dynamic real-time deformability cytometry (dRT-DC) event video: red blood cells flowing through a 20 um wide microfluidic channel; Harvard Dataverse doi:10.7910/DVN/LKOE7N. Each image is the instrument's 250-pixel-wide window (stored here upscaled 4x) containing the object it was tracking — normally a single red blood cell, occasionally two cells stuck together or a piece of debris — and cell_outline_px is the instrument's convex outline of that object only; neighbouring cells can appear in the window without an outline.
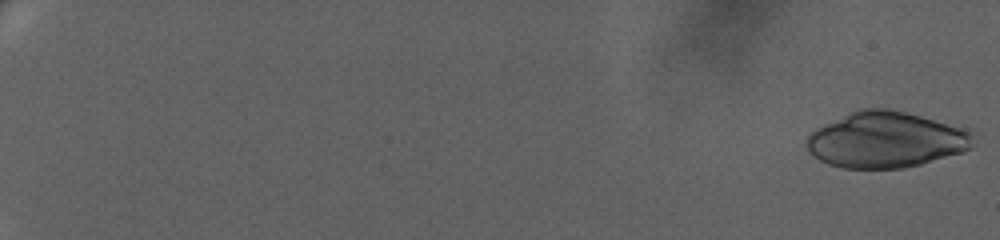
{"species": "human", "species_latin": "Homo sapiens", "temperature_condition": "warm", "stored_images_in_passage": 66, "segment_of_instrument_passage": [1, 2], "camera_frame_rate_fps": 3000, "um_per_image_px": 0.085, "donor": {"sex": "female"}, "frame": {"image": 1, "passage_image": 1, "time_ms": 0.0, "image_size_px": [1000, 240], "cell_outline_px": [[972, 148], [964, 152], [920, 164], [904, 168], [844, 168], [828, 164], [820, 160], [808, 152], [808, 136], [816, 128], [824, 124], [860, 108], [888, 108], [920, 116], [968, 132]], "centroid_in_image_um": [75.22, 11.9], "position_along_channel_um": 9.8, "area_um2": 53.12}}
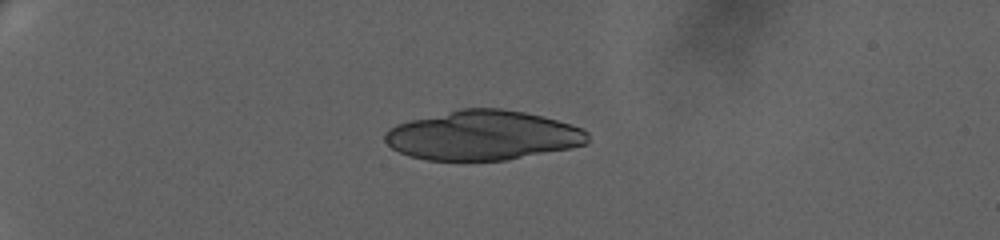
{"frame": {"image": 2, "passage_image": 20, "time_ms": 6.333, "image_size_px": [1000, 240], "cell_outline_px": [[588, 144], [572, 148], [504, 160], [428, 160], [412, 156], [400, 152], [392, 148], [384, 140], [384, 136], [396, 124], [460, 108], [500, 108], [524, 112], [556, 120], [580, 128], [588, 132]], "centroid_in_image_um": [41.06, 11.51], "position_along_channel_um": 43.9, "area_um2": 57.97}}